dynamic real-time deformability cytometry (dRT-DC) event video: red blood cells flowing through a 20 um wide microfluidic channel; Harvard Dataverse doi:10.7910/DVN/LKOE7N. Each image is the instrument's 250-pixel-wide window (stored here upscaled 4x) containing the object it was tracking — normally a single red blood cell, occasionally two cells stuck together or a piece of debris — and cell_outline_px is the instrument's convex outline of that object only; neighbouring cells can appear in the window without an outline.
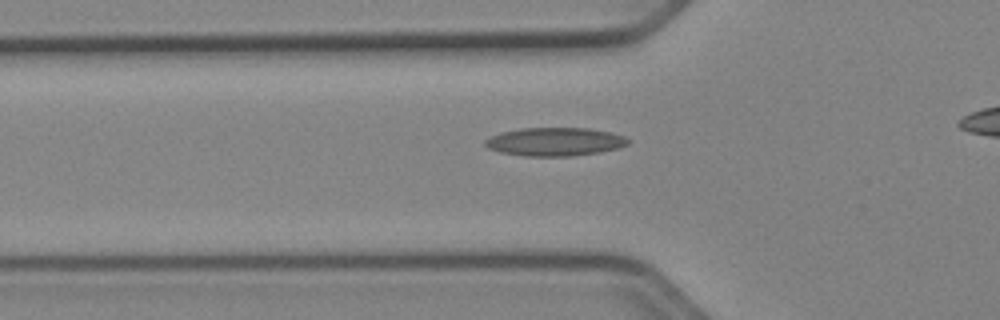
{"species": "Egyptian fruit bat (a non-hibernating species)", "species_latin": "Rousettus aegyptiacus", "temperature_condition": "cold", "stored_images_in_passage": 39, "camera_frame_rate_fps": 3000, "um_per_image_px": 0.085, "animal": {"sex": "female"}, "frame": {"image": 1, "passage_image": 12, "time_ms": 3.667, "image_size_px": [1000, 320], "cell_outline_px": [[628, 144], [620, 148], [600, 152], [572, 156], [528, 156], [500, 152], [488, 148], [484, 144], [484, 140], [500, 132], [520, 128], [588, 128], [612, 132], [624, 136], [628, 140]], "centroid_in_image_um": [47.17, 12.04], "position_along_channel_um": 78.6, "area_um2": 23.7}}
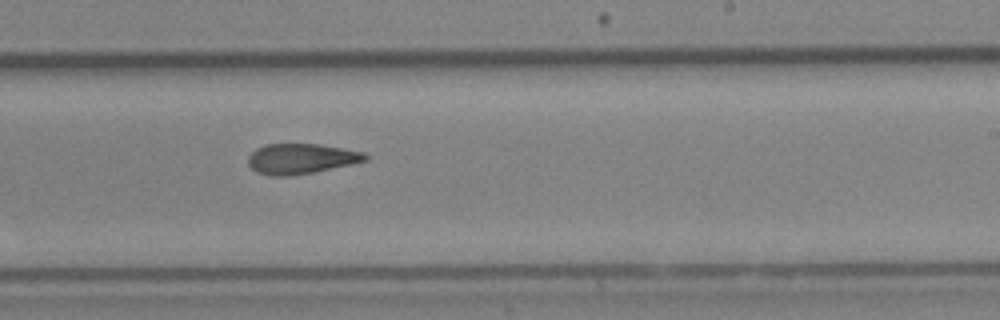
{"frame": {"image": 2, "passage_image": 26, "time_ms": 8.333, "image_size_px": [1000, 320], "cell_outline_px": [[368, 160], [312, 172], [288, 176], [272, 176], [256, 172], [248, 164], [248, 156], [256, 148], [264, 144], [320, 144], [364, 152], [368, 156]], "centroid_in_image_um": [25.55, 13.48], "position_along_channel_um": 263.4, "area_um2": 20.52}}
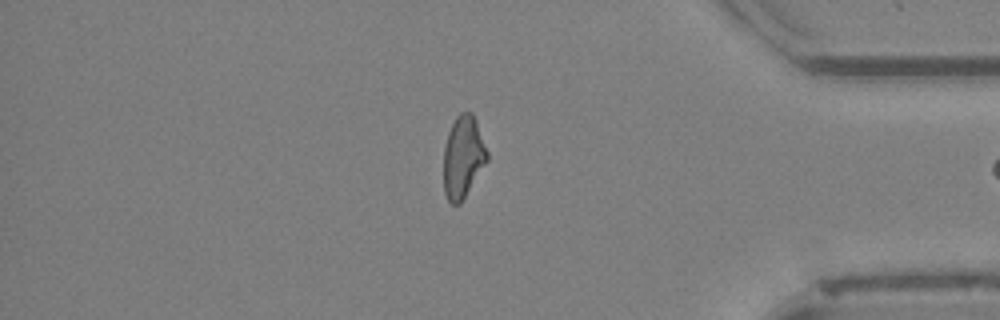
{"frame": {"image": 3, "passage_image": 38, "time_ms": 12.333, "image_size_px": [1000, 320], "cell_outline_px": [[488, 160], [460, 204], [452, 204], [448, 200], [444, 192], [444, 148], [448, 132], [456, 116], [460, 112], [472, 112], [476, 120], [488, 152]], "centroid_in_image_um": [39.36, 13.33], "position_along_channel_um": 395.8, "area_um2": 20.75}}